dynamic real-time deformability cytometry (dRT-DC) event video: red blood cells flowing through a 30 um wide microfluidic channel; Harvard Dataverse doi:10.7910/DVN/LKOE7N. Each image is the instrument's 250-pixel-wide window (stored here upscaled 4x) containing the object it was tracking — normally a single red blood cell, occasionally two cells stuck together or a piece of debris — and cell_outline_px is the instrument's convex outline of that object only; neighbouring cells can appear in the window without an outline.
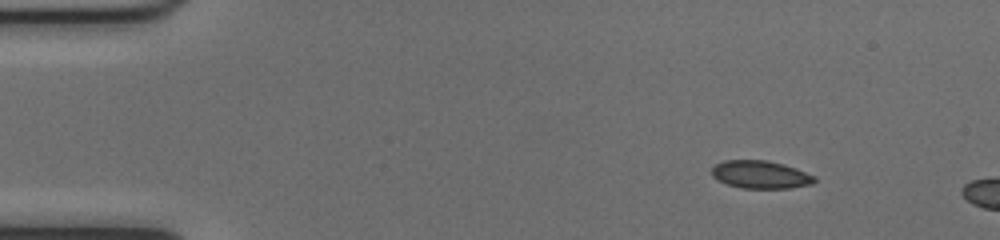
{"species": "common noctule bat (a hibernating species)", "species_latin": "Nyctalus noctula", "temperature_condition": "cold", "stored_images_in_passage": 5, "camera_frame_rate_fps": 3000, "um_per_image_px": 0.085, "animal": {"sex": "female", "body_mass_g": 17.0, "forearm_length_mm": 48.0}, "frame": {"image": 1, "passage_image": 1, "time_ms": 0.0, "image_size_px": [1000, 240], "cell_outline_px": [[816, 180], [812, 184], [788, 188], [740, 188], [728, 184], [712, 176], [712, 168], [716, 164], [724, 160], [764, 160], [784, 164], [816, 176]], "centroid_in_image_um": [64.65, 14.84], "position_along_channel_um": 20.3, "area_um2": 16.53}}